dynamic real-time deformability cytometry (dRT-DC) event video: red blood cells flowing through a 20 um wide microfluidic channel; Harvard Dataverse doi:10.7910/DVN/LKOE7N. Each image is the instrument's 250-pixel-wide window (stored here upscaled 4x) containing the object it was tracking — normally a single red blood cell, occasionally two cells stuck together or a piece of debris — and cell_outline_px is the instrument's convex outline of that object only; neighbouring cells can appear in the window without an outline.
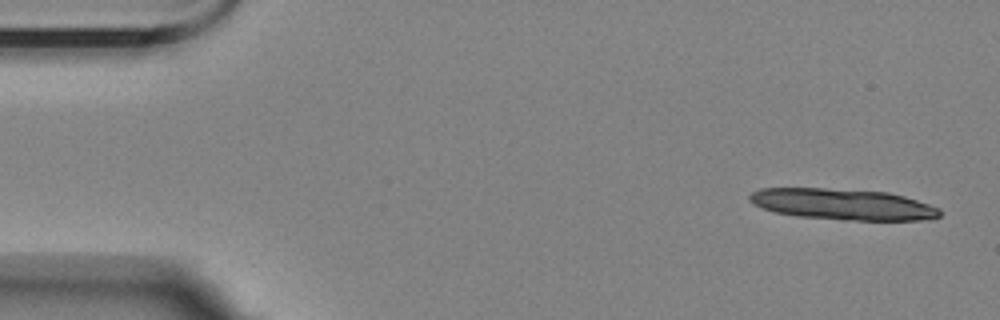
{"species": "Egyptian fruit bat (a non-hibernating species)", "species_latin": "Rousettus aegyptiacus", "temperature_condition": "room temperature", "stored_images_in_passage": 15, "camera_frame_rate_fps": 3000, "um_per_image_px": 0.085, "animal": {"sex": "female"}, "frame": {"image": 1, "passage_image": 1, "time_ms": 0.0, "image_size_px": [1000, 320], "cell_outline_px": [[940, 216], [932, 220], [844, 220], [796, 216], [776, 212], [752, 204], [748, 200], [748, 196], [752, 192], [760, 188], [824, 188], [888, 192], [904, 196], [940, 208]], "centroid_in_image_um": [71.63, 17.37], "position_along_channel_um": 13.4, "area_um2": 34.56}}
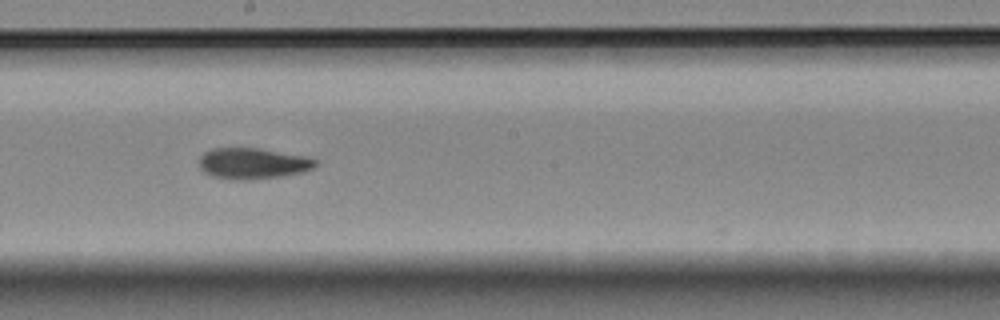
{"frame": {"image": 2, "passage_image": 9, "time_ms": 9.667, "image_size_px": [1000, 320], "cell_outline_px": [[316, 164], [312, 168], [300, 172], [284, 176], [248, 180], [232, 180], [212, 176], [204, 172], [200, 168], [200, 156], [204, 152], [212, 148], [260, 148], [312, 156], [316, 160]], "centroid_in_image_um": [21.5, 13.88], "position_along_channel_um": 226.7, "area_um2": 21.33}}
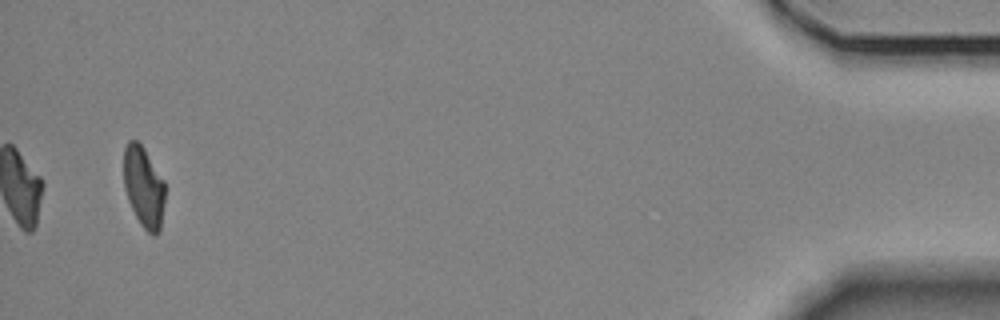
{"frame": {"image": 3, "passage_image": 15, "time_ms": 17.667, "image_size_px": [1000, 320], "cell_outline_px": [[164, 200], [160, 232], [156, 236], [152, 236], [140, 224], [128, 200], [124, 188], [124, 148], [128, 140], [136, 140], [144, 148], [164, 180]], "centroid_in_image_um": [12.21, 15.9], "position_along_channel_um": 423.0, "area_um2": 19.48}, "authors_computed_cell_mechanics": {"area_um2": 21.2704, "velocity_mm_per_s": 3.479, "shape_relaxation_time_tau1_ms": 5.0198, "shape_relaxation_time_tau2_ms": 4.9637, "deformation_change_tau1": 0.1433, "deformation_change_tau2": 0.1043}}